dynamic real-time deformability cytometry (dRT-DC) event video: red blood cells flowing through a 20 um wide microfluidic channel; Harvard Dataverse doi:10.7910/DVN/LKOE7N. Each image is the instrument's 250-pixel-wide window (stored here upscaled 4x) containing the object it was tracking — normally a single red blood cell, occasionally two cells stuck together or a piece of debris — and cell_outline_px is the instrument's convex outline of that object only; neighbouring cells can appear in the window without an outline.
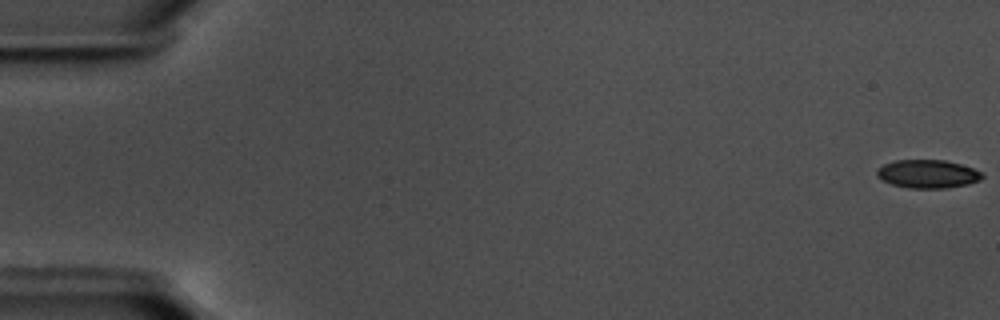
{"species": "common noctule bat (a hibernating species)", "species_latin": "Nyctalus noctula", "temperature_condition": "warm", "stored_images_in_passage": 57, "camera_frame_rate_fps": 3000, "um_per_image_px": 0.085, "animal": {"sex": "male", "body_mass_g": 17.5, "forearm_length_mm": 52.3}, "frame": {"image": 1, "passage_image": 1, "time_ms": 0.0, "image_size_px": [1000, 320], "cell_outline_px": [[984, 176], [980, 180], [968, 184], [948, 188], [908, 188], [892, 184], [876, 176], [876, 168], [884, 164], [896, 160], [944, 160], [960, 164], [984, 172]], "centroid_in_image_um": [78.86, 14.78], "position_along_channel_um": 6.1, "area_um2": 17.46}}
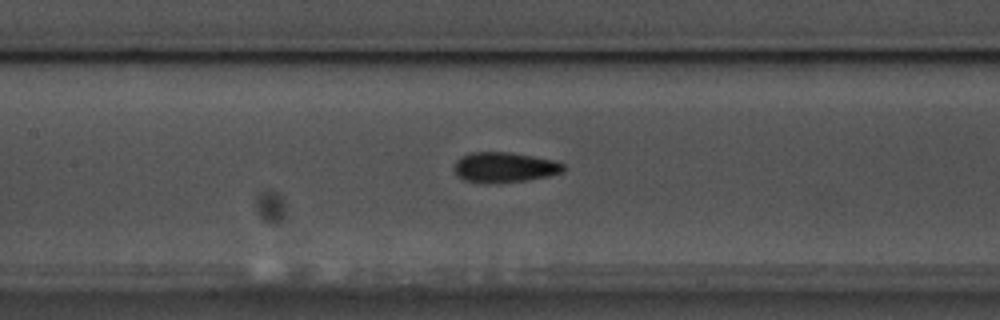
{"frame": {"image": 2, "passage_image": 28, "time_ms": 9.0, "image_size_px": [1000, 320], "cell_outline_px": [[564, 172], [548, 176], [528, 180], [492, 184], [464, 180], [452, 168], [456, 160], [460, 156], [472, 152], [512, 152], [556, 160], [564, 164]], "centroid_in_image_um": [42.89, 14.21], "position_along_channel_um": 164.5, "area_um2": 19.54}}
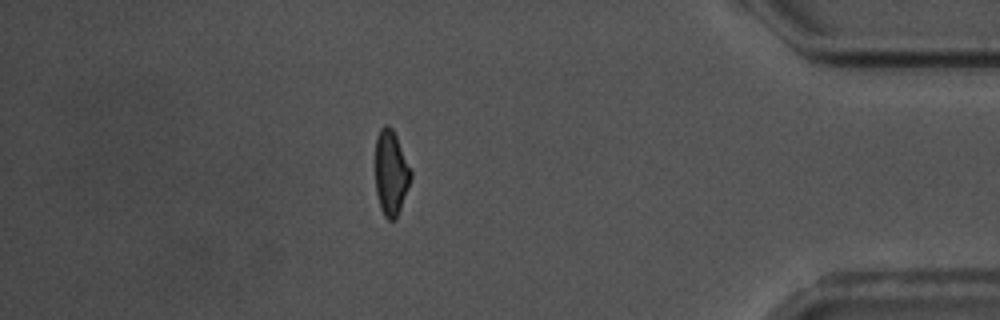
{"frame": {"image": 3, "passage_image": 51, "time_ms": 16.667, "image_size_px": [1000, 320], "cell_outline_px": [[412, 176], [408, 188], [396, 220], [388, 220], [384, 216], [380, 208], [376, 192], [376, 136], [380, 128], [384, 124], [388, 124], [392, 128], [396, 136], [412, 172]], "centroid_in_image_um": [33.23, 14.7], "position_along_channel_um": 402.0, "area_um2": 17.57}}